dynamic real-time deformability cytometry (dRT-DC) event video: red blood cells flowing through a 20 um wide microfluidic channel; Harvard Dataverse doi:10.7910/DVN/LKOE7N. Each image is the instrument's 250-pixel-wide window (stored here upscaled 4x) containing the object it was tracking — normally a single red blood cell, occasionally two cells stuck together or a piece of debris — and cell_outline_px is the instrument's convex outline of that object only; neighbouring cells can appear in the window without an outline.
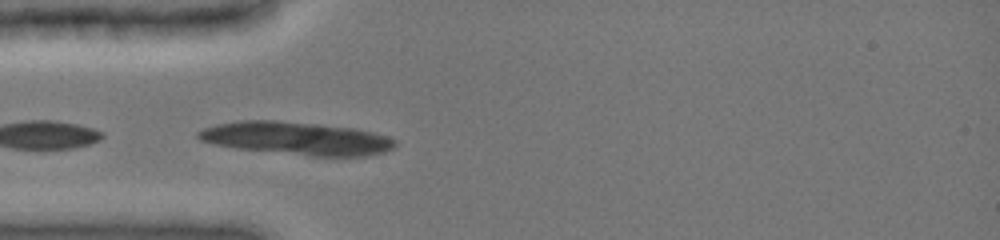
{"species": "common noctule bat (a hibernating species)", "species_latin": "Nyctalus noctula", "temperature_condition": "cold", "stored_images_in_passage": 8, "camera_frame_rate_fps": 3000, "um_per_image_px": 0.085, "animal": {"sex": "female", "body_mass_g": 19.0, "forearm_length_mm": 51.5}, "frame": {"image": 1, "passage_image": 1, "time_ms": 0.0, "image_size_px": [1000, 240], "cell_outline_px": [[396, 144], [392, 148], [384, 152], [368, 156], [312, 156], [236, 148], [216, 144], [200, 140], [196, 136], [196, 132], [204, 128], [216, 124], [236, 120], [276, 120], [320, 124], [356, 128], [388, 136], [396, 140]], "centroid_in_image_um": [25.21, 11.75], "position_along_channel_um": 59.8, "area_um2": 37.97}}